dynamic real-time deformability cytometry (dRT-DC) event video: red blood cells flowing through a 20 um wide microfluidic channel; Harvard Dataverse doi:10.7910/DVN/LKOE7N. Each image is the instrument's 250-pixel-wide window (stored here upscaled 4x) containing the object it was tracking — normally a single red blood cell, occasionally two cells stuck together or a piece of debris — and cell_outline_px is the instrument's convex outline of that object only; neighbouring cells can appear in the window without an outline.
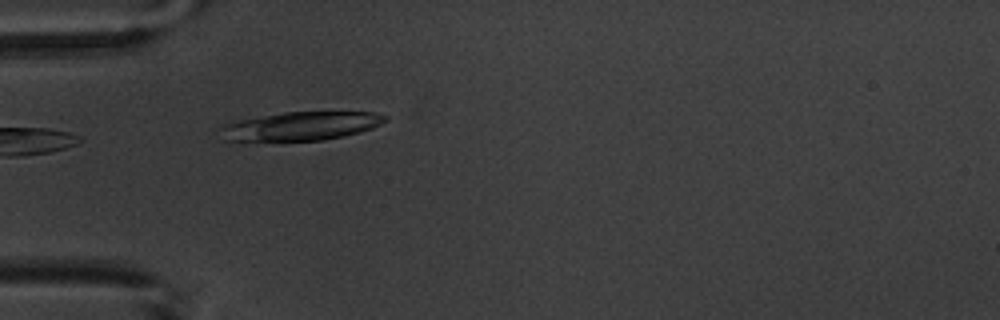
{"species": "common noctule bat (a hibernating species)", "species_latin": "Nyctalus noctula", "temperature_condition": "warm", "stored_images_in_passage": 2, "camera_frame_rate_fps": 3000, "um_per_image_px": 0.085, "animal": {"sex": "male", "body_mass_g": 20.1, "forearm_length_mm": 53.5}, "frame": {"image": 1, "passage_image": 2, "time_ms": 2.0, "image_size_px": [1000, 320], "cell_outline_px": [[388, 120], [372, 128], [360, 132], [344, 136], [324, 140], [224, 140], [216, 128], [224, 124], [236, 120], [284, 112], [372, 112], [388, 116]], "centroid_in_image_um": [25.55, 10.71], "position_along_channel_um": 59.4, "area_um2": 27.46}}